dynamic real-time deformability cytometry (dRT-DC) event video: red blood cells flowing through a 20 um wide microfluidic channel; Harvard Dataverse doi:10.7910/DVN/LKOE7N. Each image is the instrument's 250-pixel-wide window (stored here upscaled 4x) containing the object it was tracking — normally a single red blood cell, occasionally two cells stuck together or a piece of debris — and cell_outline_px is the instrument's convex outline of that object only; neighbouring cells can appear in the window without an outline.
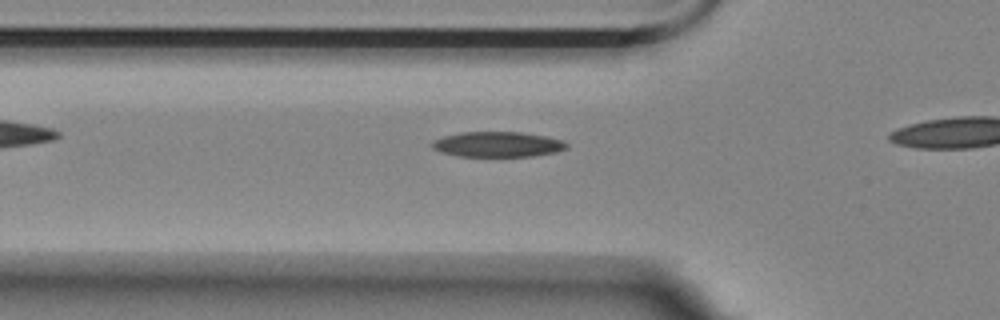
{"species": "Egyptian fruit bat (a non-hibernating species)", "species_latin": "Rousettus aegyptiacus", "temperature_condition": "room temperature", "stored_images_in_passage": 13, "camera_frame_rate_fps": 3000, "um_per_image_px": 0.085, "animal": {"sex": "female"}, "frame": {"image": 1, "passage_image": 4, "time_ms": 1.0, "image_size_px": [1000, 320], "cell_outline_px": [[568, 148], [556, 152], [532, 156], [456, 156], [440, 152], [432, 148], [428, 144], [432, 140], [444, 136], [460, 132], [520, 132], [544, 136], [560, 140], [568, 144]], "centroid_in_image_um": [42.23, 12.27], "position_along_channel_um": 83.6, "area_um2": 19.88}}
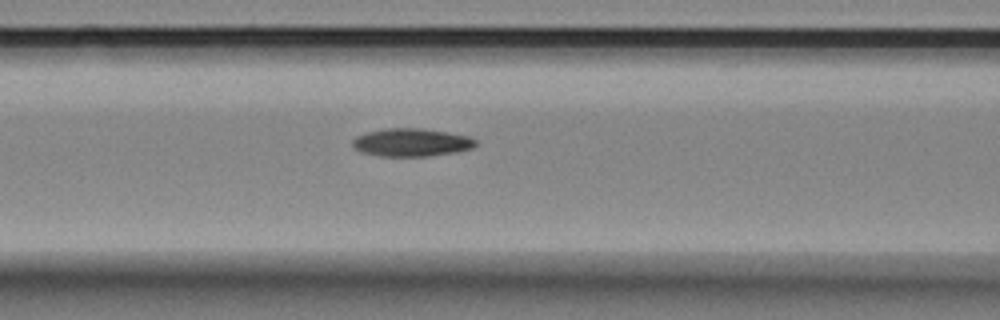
{"frame": {"image": 2, "passage_image": 8, "time_ms": 2.333, "image_size_px": [1000, 320], "cell_outline_px": [[476, 144], [472, 148], [456, 152], [428, 156], [380, 156], [360, 152], [352, 144], [352, 140], [356, 136], [368, 132], [384, 128], [420, 128], [468, 136], [476, 140]], "centroid_in_image_um": [34.95, 12.11], "position_along_channel_um": 131.7, "area_um2": 19.94}}
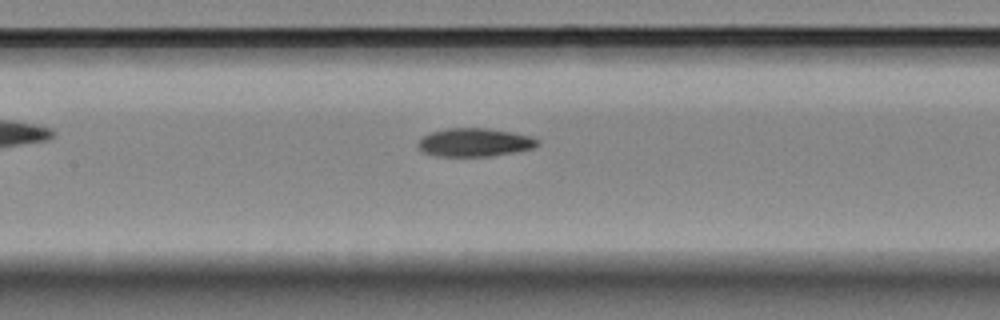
{"frame": {"image": 3, "passage_image": 11, "time_ms": 3.333, "image_size_px": [1000, 320], "cell_outline_px": [[540, 144], [532, 148], [492, 156], [436, 156], [424, 152], [416, 144], [424, 136], [432, 132], [448, 128], [488, 128], [512, 132], [532, 136], [540, 140]], "centroid_in_image_um": [40.37, 12.1], "position_along_channel_um": 167.0, "area_um2": 19.65}}